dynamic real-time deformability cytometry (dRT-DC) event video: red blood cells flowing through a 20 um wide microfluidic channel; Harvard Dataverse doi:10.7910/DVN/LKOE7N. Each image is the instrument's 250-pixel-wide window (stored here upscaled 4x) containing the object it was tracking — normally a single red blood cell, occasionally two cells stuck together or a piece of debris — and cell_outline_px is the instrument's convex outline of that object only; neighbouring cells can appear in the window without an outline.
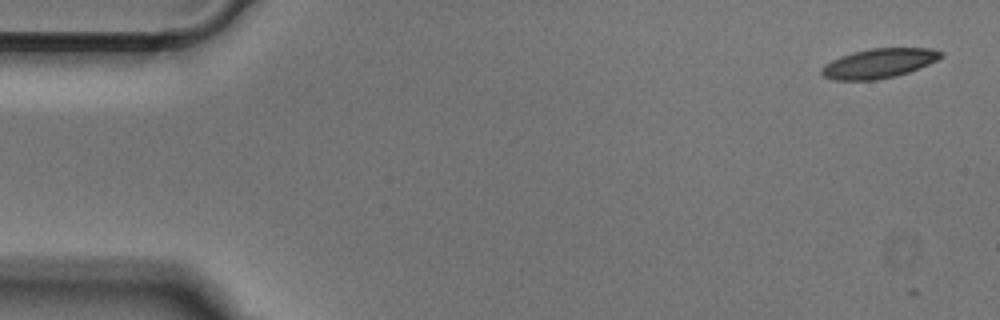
{"species": "Egyptian fruit bat (a non-hibernating species)", "species_latin": "Rousettus aegyptiacus", "temperature_condition": "cold", "stored_images_in_passage": 6, "camera_frame_rate_fps": 3000, "um_per_image_px": 0.085, "animal": {"sex": "male"}, "frame": {"image": 1, "passage_image": 3, "time_ms": 0.667, "image_size_px": [1000, 320], "cell_outline_px": [[944, 56], [928, 64], [908, 72], [896, 76], [876, 80], [832, 80], [824, 76], [820, 72], [820, 68], [824, 64], [840, 56], [852, 52], [872, 48], [928, 48], [944, 52]], "centroid_in_image_um": [74.67, 5.38], "position_along_channel_um": 10.3, "area_um2": 20.58}}